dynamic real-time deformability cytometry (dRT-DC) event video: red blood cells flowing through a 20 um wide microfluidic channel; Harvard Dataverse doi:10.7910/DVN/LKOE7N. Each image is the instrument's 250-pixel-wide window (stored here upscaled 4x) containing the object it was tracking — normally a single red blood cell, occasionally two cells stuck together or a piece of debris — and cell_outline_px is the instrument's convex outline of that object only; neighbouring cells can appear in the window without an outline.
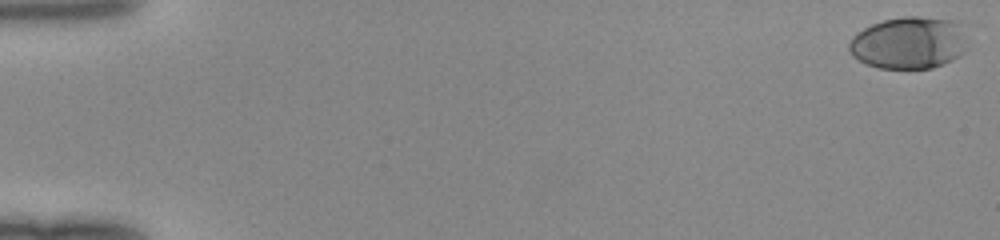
{"species": "human", "species_latin": "Homo sapiens", "temperature_condition": "room temperature", "stored_images_in_passage": 50, "camera_frame_rate_fps": 3000, "um_per_image_px": 0.085, "donor": {"sex": "female"}, "frame": {"image": 1, "passage_image": 1, "time_ms": 0.0, "image_size_px": [1000, 240], "cell_outline_px": [[968, 48], [960, 56], [952, 60], [932, 68], [880, 68], [868, 64], [852, 56], [848, 48], [848, 44], [852, 36], [856, 32], [872, 24], [884, 20], [904, 16], [916, 16], [960, 20], [964, 24], [968, 44]], "centroid_in_image_um": [77.33, 3.61], "position_along_channel_um": 7.7, "area_um2": 36.7}}
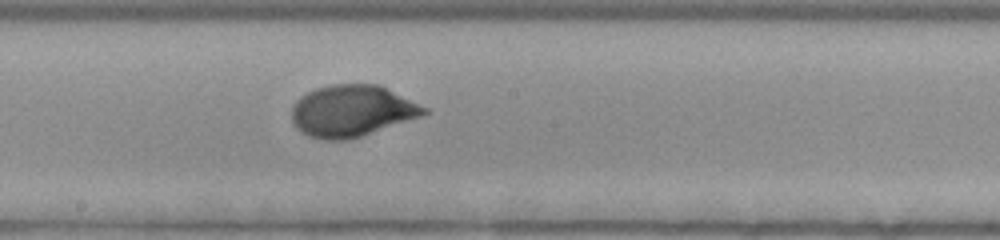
{"frame": {"image": 2, "passage_image": 29, "time_ms": 9.333, "image_size_px": [1000, 240], "cell_outline_px": [[428, 112], [420, 116], [348, 140], [328, 140], [308, 136], [296, 128], [292, 120], [292, 108], [296, 100], [300, 96], [316, 88], [332, 84], [380, 84], [428, 108]], "centroid_in_image_um": [29.89, 9.41], "position_along_channel_um": 218.3, "area_um2": 39.54}}
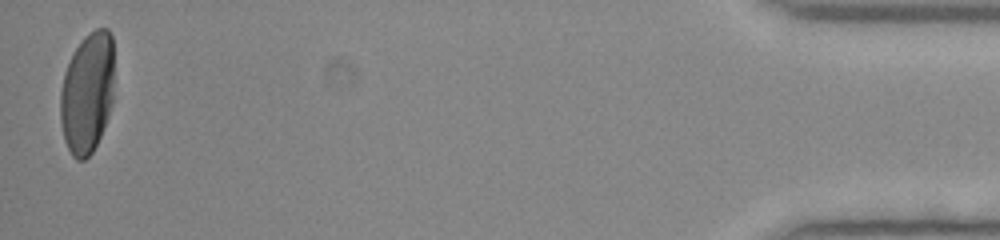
{"frame": {"image": 3, "passage_image": 50, "time_ms": 16.333, "image_size_px": [1000, 240], "cell_outline_px": [[112, 104], [108, 116], [100, 136], [92, 152], [84, 160], [76, 160], [72, 156], [64, 140], [60, 120], [60, 92], [64, 72], [76, 48], [84, 36], [88, 32], [96, 28], [108, 28], [112, 36]], "centroid_in_image_um": [7.4, 7.9], "position_along_channel_um": 427.8, "area_um2": 37.86}}